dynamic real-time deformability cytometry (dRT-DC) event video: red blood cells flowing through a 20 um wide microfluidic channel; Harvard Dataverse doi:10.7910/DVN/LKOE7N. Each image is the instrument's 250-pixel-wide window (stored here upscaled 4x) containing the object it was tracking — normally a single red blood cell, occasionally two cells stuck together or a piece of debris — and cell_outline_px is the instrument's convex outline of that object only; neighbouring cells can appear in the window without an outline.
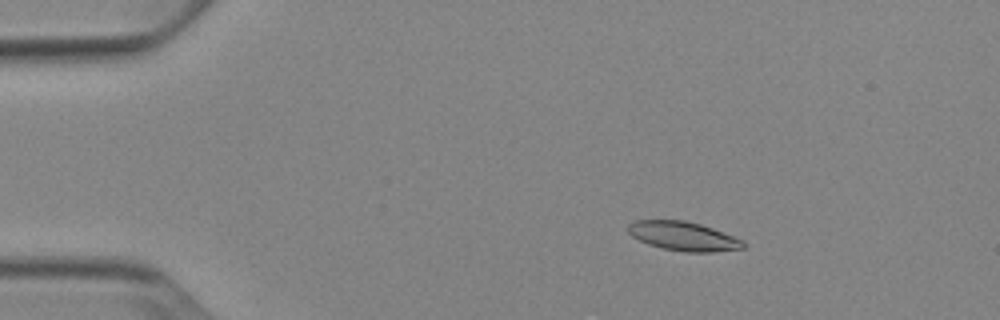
{"species": "Egyptian fruit bat (a non-hibernating species)", "species_latin": "Rousettus aegyptiacus", "temperature_condition": "cold", "stored_images_in_passage": 53, "camera_frame_rate_fps": 3000, "um_per_image_px": 0.085, "animal": {"sex": "female"}, "frame": {"image": 1, "passage_image": 9, "time_ms": 2.667, "image_size_px": [1000, 320], "cell_outline_px": [[744, 248], [712, 252], [684, 252], [664, 248], [648, 244], [632, 236], [628, 232], [628, 224], [636, 220], [684, 220], [700, 224], [712, 228], [744, 240]], "centroid_in_image_um": [58.08, 20.07], "position_along_channel_um": 26.9, "area_um2": 19.36}}
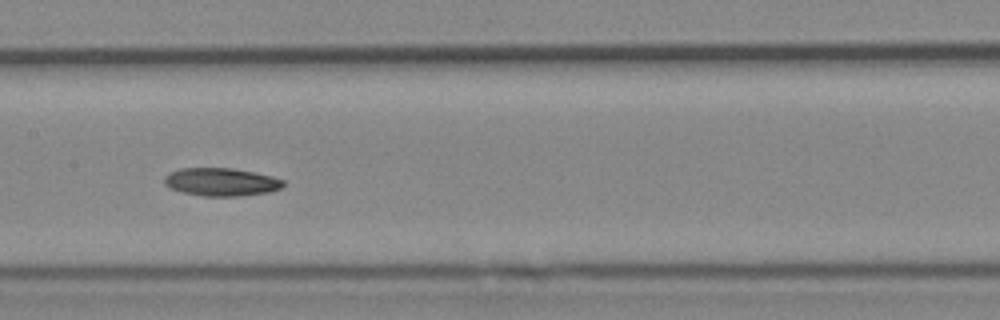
{"frame": {"image": 2, "passage_image": 27, "time_ms": 8.667, "image_size_px": [1000, 320], "cell_outline_px": [[284, 184], [280, 188], [268, 192], [240, 196], [204, 196], [180, 192], [168, 188], [164, 184], [164, 176], [180, 168], [232, 168], [272, 176], [284, 180]], "centroid_in_image_um": [18.76, 15.47], "position_along_channel_um": 188.6, "area_um2": 19.42}}
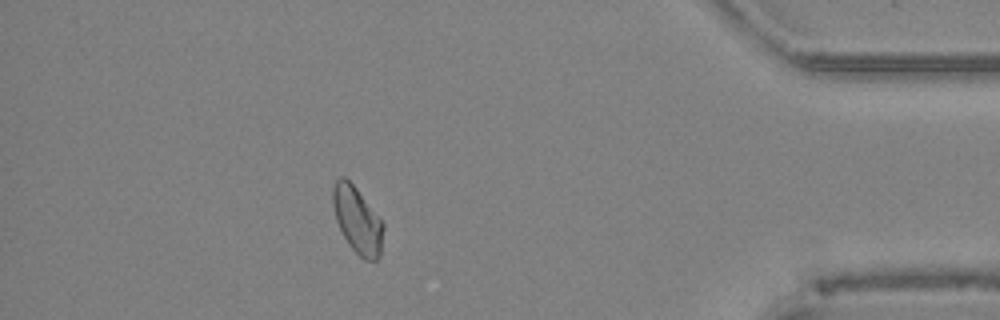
{"frame": {"image": 3, "passage_image": 47, "time_ms": 15.333, "image_size_px": [1000, 320], "cell_outline_px": [[384, 228], [380, 256], [376, 260], [364, 260], [348, 244], [336, 220], [332, 204], [332, 188], [336, 180], [340, 176], [344, 176], [356, 188], [384, 224]], "centroid_in_image_um": [30.36, 18.71], "position_along_channel_um": 404.8, "area_um2": 19.36}, "authors_computed_cell_mechanics": {"area_um2": 19.4786, "velocity_mm_per_s": 3.8694, "shape_relaxation_time_tau1_ms": 7.9748, "shape_relaxation_time_tau2_ms": null, "deformation_change_tau1": 0.1551, "deformation_change_tau2": null}}